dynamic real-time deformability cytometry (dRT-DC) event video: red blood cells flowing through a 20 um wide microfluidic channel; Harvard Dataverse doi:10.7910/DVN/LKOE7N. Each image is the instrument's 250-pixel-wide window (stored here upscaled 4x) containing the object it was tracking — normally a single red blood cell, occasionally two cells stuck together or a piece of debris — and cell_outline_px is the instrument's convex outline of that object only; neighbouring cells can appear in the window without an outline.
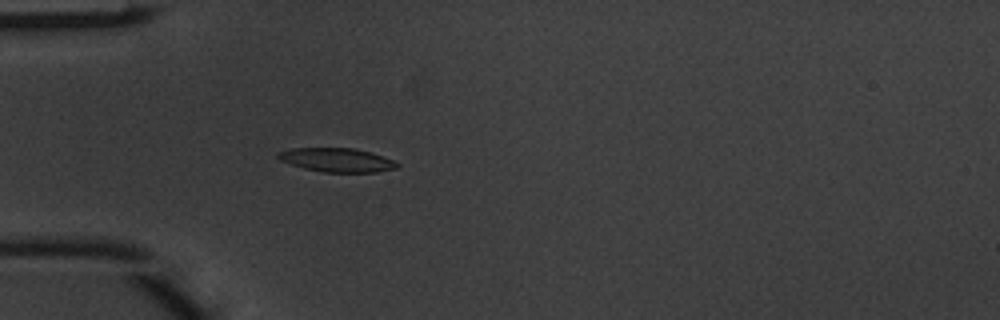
{"species": "common noctule bat (a hibernating species)", "species_latin": "Nyctalus noctula", "temperature_condition": "warm", "stored_images_in_passage": 3, "camera_frame_rate_fps": 3000, "um_per_image_px": 0.085, "animal": {"sex": "male", "body_mass_g": 20.1, "forearm_length_mm": 53.5}, "frame": {"image": 1, "passage_image": 3, "time_ms": 0.667, "image_size_px": [1000, 320], "cell_outline_px": [[400, 164], [396, 168], [376, 172], [324, 172], [304, 168], [280, 160], [276, 156], [280, 152], [292, 148], [356, 148], [392, 160]], "centroid_in_image_um": [28.63, 13.6], "position_along_channel_um": 56.4, "area_um2": 16.24}}